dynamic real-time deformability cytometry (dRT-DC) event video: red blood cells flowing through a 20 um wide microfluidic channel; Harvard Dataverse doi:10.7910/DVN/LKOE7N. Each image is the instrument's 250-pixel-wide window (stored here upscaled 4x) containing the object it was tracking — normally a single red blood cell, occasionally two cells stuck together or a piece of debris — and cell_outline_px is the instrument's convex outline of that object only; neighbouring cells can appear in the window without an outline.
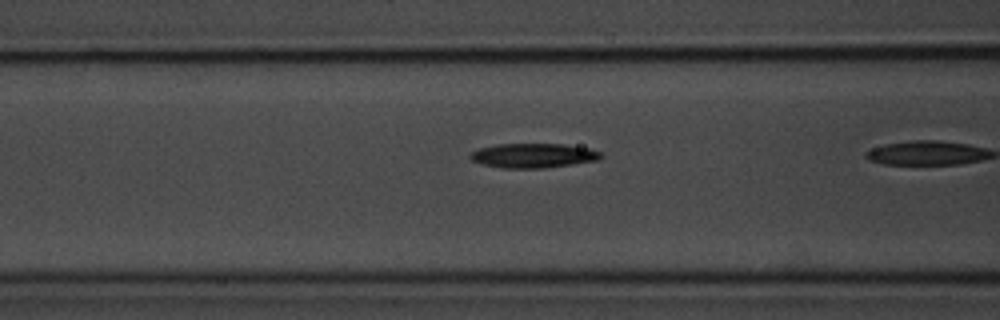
{"species": "common noctule bat (a hibernating species)", "species_latin": "Nyctalus noctula", "temperature_condition": "room temperature", "stored_images_in_passage": 10, "camera_frame_rate_fps": 3000, "um_per_image_px": 0.085, "animal": {"sex": "male", "body_mass_g": 20.1, "forearm_length_mm": 53.5}, "frame": {"image": 1, "passage_image": 6, "time_ms": 1.667, "image_size_px": [1000, 320], "cell_outline_px": [[604, 156], [596, 160], [572, 164], [544, 168], [500, 168], [484, 164], [472, 160], [468, 156], [472, 152], [480, 148], [500, 144], [564, 144], [588, 148], [600, 152]], "centroid_in_image_um": [45.33, 13.22], "position_along_channel_um": 121.3, "area_um2": 18.44}}
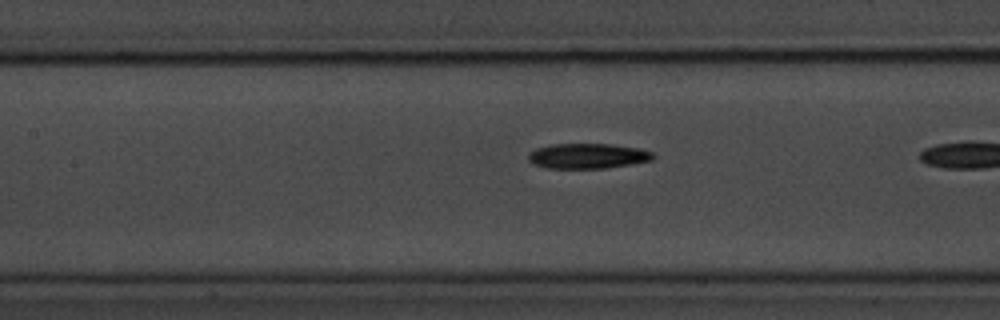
{"frame": {"image": 2, "passage_image": 9, "time_ms": 2.667, "image_size_px": [1000, 320], "cell_outline_px": [[656, 156], [652, 160], [632, 164], [604, 168], [548, 168], [532, 164], [528, 160], [528, 152], [536, 148], [552, 144], [608, 144], [640, 148], [652, 152]], "centroid_in_image_um": [49.94, 13.26], "position_along_channel_um": 157.5, "area_um2": 18.38}}